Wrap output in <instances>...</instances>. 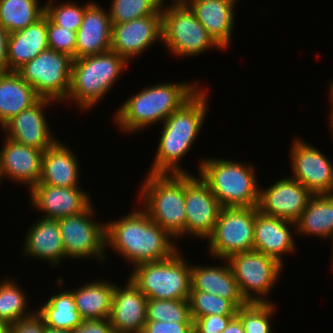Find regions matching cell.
<instances>
[{
	"label": "cell",
	"mask_w": 333,
	"mask_h": 333,
	"mask_svg": "<svg viewBox=\"0 0 333 333\" xmlns=\"http://www.w3.org/2000/svg\"><path fill=\"white\" fill-rule=\"evenodd\" d=\"M175 241L140 207L139 210L137 208L123 217L106 222V247H111L133 267L168 259L179 249Z\"/></svg>",
	"instance_id": "cell-1"
},
{
	"label": "cell",
	"mask_w": 333,
	"mask_h": 333,
	"mask_svg": "<svg viewBox=\"0 0 333 333\" xmlns=\"http://www.w3.org/2000/svg\"><path fill=\"white\" fill-rule=\"evenodd\" d=\"M201 87L162 123V132L148 173H188L180 160L194 146L208 112L207 92ZM179 164V165H178Z\"/></svg>",
	"instance_id": "cell-2"
},
{
	"label": "cell",
	"mask_w": 333,
	"mask_h": 333,
	"mask_svg": "<svg viewBox=\"0 0 333 333\" xmlns=\"http://www.w3.org/2000/svg\"><path fill=\"white\" fill-rule=\"evenodd\" d=\"M195 83L149 85L124 101L114 114L115 123L126 134L158 124L188 101L199 89Z\"/></svg>",
	"instance_id": "cell-3"
},
{
	"label": "cell",
	"mask_w": 333,
	"mask_h": 333,
	"mask_svg": "<svg viewBox=\"0 0 333 333\" xmlns=\"http://www.w3.org/2000/svg\"><path fill=\"white\" fill-rule=\"evenodd\" d=\"M144 179L142 209L174 239L186 235L185 173H148Z\"/></svg>",
	"instance_id": "cell-4"
},
{
	"label": "cell",
	"mask_w": 333,
	"mask_h": 333,
	"mask_svg": "<svg viewBox=\"0 0 333 333\" xmlns=\"http://www.w3.org/2000/svg\"><path fill=\"white\" fill-rule=\"evenodd\" d=\"M198 165V176L211 189L222 207L258 206L260 184L252 164L208 157Z\"/></svg>",
	"instance_id": "cell-5"
},
{
	"label": "cell",
	"mask_w": 333,
	"mask_h": 333,
	"mask_svg": "<svg viewBox=\"0 0 333 333\" xmlns=\"http://www.w3.org/2000/svg\"><path fill=\"white\" fill-rule=\"evenodd\" d=\"M127 67L128 63L111 50L73 59L66 102L74 100L80 109L89 110L104 99Z\"/></svg>",
	"instance_id": "cell-6"
},
{
	"label": "cell",
	"mask_w": 333,
	"mask_h": 333,
	"mask_svg": "<svg viewBox=\"0 0 333 333\" xmlns=\"http://www.w3.org/2000/svg\"><path fill=\"white\" fill-rule=\"evenodd\" d=\"M178 250L165 260L134 266L131 281L147 299L188 300L191 291V264Z\"/></svg>",
	"instance_id": "cell-7"
},
{
	"label": "cell",
	"mask_w": 333,
	"mask_h": 333,
	"mask_svg": "<svg viewBox=\"0 0 333 333\" xmlns=\"http://www.w3.org/2000/svg\"><path fill=\"white\" fill-rule=\"evenodd\" d=\"M169 4L164 1L161 8L162 43L171 53L182 58L214 47L222 49L183 0H172Z\"/></svg>",
	"instance_id": "cell-8"
},
{
	"label": "cell",
	"mask_w": 333,
	"mask_h": 333,
	"mask_svg": "<svg viewBox=\"0 0 333 333\" xmlns=\"http://www.w3.org/2000/svg\"><path fill=\"white\" fill-rule=\"evenodd\" d=\"M73 58L52 49L42 51L16 72L40 98L65 102L70 90Z\"/></svg>",
	"instance_id": "cell-9"
},
{
	"label": "cell",
	"mask_w": 333,
	"mask_h": 333,
	"mask_svg": "<svg viewBox=\"0 0 333 333\" xmlns=\"http://www.w3.org/2000/svg\"><path fill=\"white\" fill-rule=\"evenodd\" d=\"M255 207H222L212 234L207 238L210 255L227 260L253 251Z\"/></svg>",
	"instance_id": "cell-10"
},
{
	"label": "cell",
	"mask_w": 333,
	"mask_h": 333,
	"mask_svg": "<svg viewBox=\"0 0 333 333\" xmlns=\"http://www.w3.org/2000/svg\"><path fill=\"white\" fill-rule=\"evenodd\" d=\"M239 289L247 302L267 303L283 265L257 251L238 253L227 259Z\"/></svg>",
	"instance_id": "cell-11"
},
{
	"label": "cell",
	"mask_w": 333,
	"mask_h": 333,
	"mask_svg": "<svg viewBox=\"0 0 333 333\" xmlns=\"http://www.w3.org/2000/svg\"><path fill=\"white\" fill-rule=\"evenodd\" d=\"M93 203L83 212L58 219L65 257L106 260V223L96 222ZM93 218V219H92Z\"/></svg>",
	"instance_id": "cell-12"
},
{
	"label": "cell",
	"mask_w": 333,
	"mask_h": 333,
	"mask_svg": "<svg viewBox=\"0 0 333 333\" xmlns=\"http://www.w3.org/2000/svg\"><path fill=\"white\" fill-rule=\"evenodd\" d=\"M290 151L293 175L290 177L304 185L312 194H333L331 159L298 137L293 140Z\"/></svg>",
	"instance_id": "cell-13"
},
{
	"label": "cell",
	"mask_w": 333,
	"mask_h": 333,
	"mask_svg": "<svg viewBox=\"0 0 333 333\" xmlns=\"http://www.w3.org/2000/svg\"><path fill=\"white\" fill-rule=\"evenodd\" d=\"M222 206L200 178L185 173L186 236L206 239L212 234Z\"/></svg>",
	"instance_id": "cell-14"
},
{
	"label": "cell",
	"mask_w": 333,
	"mask_h": 333,
	"mask_svg": "<svg viewBox=\"0 0 333 333\" xmlns=\"http://www.w3.org/2000/svg\"><path fill=\"white\" fill-rule=\"evenodd\" d=\"M162 41V15H147L112 25L111 51L116 52L129 65L156 41Z\"/></svg>",
	"instance_id": "cell-15"
},
{
	"label": "cell",
	"mask_w": 333,
	"mask_h": 333,
	"mask_svg": "<svg viewBox=\"0 0 333 333\" xmlns=\"http://www.w3.org/2000/svg\"><path fill=\"white\" fill-rule=\"evenodd\" d=\"M313 194L300 182L283 177L259 191L258 210L268 216L295 222Z\"/></svg>",
	"instance_id": "cell-16"
},
{
	"label": "cell",
	"mask_w": 333,
	"mask_h": 333,
	"mask_svg": "<svg viewBox=\"0 0 333 333\" xmlns=\"http://www.w3.org/2000/svg\"><path fill=\"white\" fill-rule=\"evenodd\" d=\"M54 102L40 98L34 105L20 112L2 127L5 137L19 144L45 151L58 140L51 132L50 123L47 122L49 120L44 113V109L52 106L51 103Z\"/></svg>",
	"instance_id": "cell-17"
},
{
	"label": "cell",
	"mask_w": 333,
	"mask_h": 333,
	"mask_svg": "<svg viewBox=\"0 0 333 333\" xmlns=\"http://www.w3.org/2000/svg\"><path fill=\"white\" fill-rule=\"evenodd\" d=\"M30 203L38 212H45L42 218L58 220L77 215L91 205V199L80 187H60L36 184L29 190Z\"/></svg>",
	"instance_id": "cell-18"
},
{
	"label": "cell",
	"mask_w": 333,
	"mask_h": 333,
	"mask_svg": "<svg viewBox=\"0 0 333 333\" xmlns=\"http://www.w3.org/2000/svg\"><path fill=\"white\" fill-rule=\"evenodd\" d=\"M147 297L128 277L126 285L114 287L110 323L115 333H142L146 319Z\"/></svg>",
	"instance_id": "cell-19"
},
{
	"label": "cell",
	"mask_w": 333,
	"mask_h": 333,
	"mask_svg": "<svg viewBox=\"0 0 333 333\" xmlns=\"http://www.w3.org/2000/svg\"><path fill=\"white\" fill-rule=\"evenodd\" d=\"M0 150V172L4 179L26 185L29 190L41 176L43 150L19 144L7 137Z\"/></svg>",
	"instance_id": "cell-20"
},
{
	"label": "cell",
	"mask_w": 333,
	"mask_h": 333,
	"mask_svg": "<svg viewBox=\"0 0 333 333\" xmlns=\"http://www.w3.org/2000/svg\"><path fill=\"white\" fill-rule=\"evenodd\" d=\"M292 226L295 228V222L265 215L257 207L253 250L271 256L283 265L282 257L296 251Z\"/></svg>",
	"instance_id": "cell-21"
},
{
	"label": "cell",
	"mask_w": 333,
	"mask_h": 333,
	"mask_svg": "<svg viewBox=\"0 0 333 333\" xmlns=\"http://www.w3.org/2000/svg\"><path fill=\"white\" fill-rule=\"evenodd\" d=\"M106 11L93 1L85 8L83 21L77 30L75 59L111 50L112 24Z\"/></svg>",
	"instance_id": "cell-22"
},
{
	"label": "cell",
	"mask_w": 333,
	"mask_h": 333,
	"mask_svg": "<svg viewBox=\"0 0 333 333\" xmlns=\"http://www.w3.org/2000/svg\"><path fill=\"white\" fill-rule=\"evenodd\" d=\"M208 34L222 48L230 45L235 22V4L229 0H183Z\"/></svg>",
	"instance_id": "cell-23"
},
{
	"label": "cell",
	"mask_w": 333,
	"mask_h": 333,
	"mask_svg": "<svg viewBox=\"0 0 333 333\" xmlns=\"http://www.w3.org/2000/svg\"><path fill=\"white\" fill-rule=\"evenodd\" d=\"M225 265H191V291L207 292L231 300L238 308L248 302L243 297L227 260ZM227 262V263H226Z\"/></svg>",
	"instance_id": "cell-24"
},
{
	"label": "cell",
	"mask_w": 333,
	"mask_h": 333,
	"mask_svg": "<svg viewBox=\"0 0 333 333\" xmlns=\"http://www.w3.org/2000/svg\"><path fill=\"white\" fill-rule=\"evenodd\" d=\"M29 228L24 236L23 255L59 265L66 257L58 220L40 217Z\"/></svg>",
	"instance_id": "cell-25"
},
{
	"label": "cell",
	"mask_w": 333,
	"mask_h": 333,
	"mask_svg": "<svg viewBox=\"0 0 333 333\" xmlns=\"http://www.w3.org/2000/svg\"><path fill=\"white\" fill-rule=\"evenodd\" d=\"M57 140L42 155L41 176L37 184L79 187V162L72 148Z\"/></svg>",
	"instance_id": "cell-26"
},
{
	"label": "cell",
	"mask_w": 333,
	"mask_h": 333,
	"mask_svg": "<svg viewBox=\"0 0 333 333\" xmlns=\"http://www.w3.org/2000/svg\"><path fill=\"white\" fill-rule=\"evenodd\" d=\"M49 49L47 17L25 29L9 34L7 47L8 71H17L42 51Z\"/></svg>",
	"instance_id": "cell-27"
},
{
	"label": "cell",
	"mask_w": 333,
	"mask_h": 333,
	"mask_svg": "<svg viewBox=\"0 0 333 333\" xmlns=\"http://www.w3.org/2000/svg\"><path fill=\"white\" fill-rule=\"evenodd\" d=\"M40 97L17 72L0 73V127L34 105Z\"/></svg>",
	"instance_id": "cell-28"
},
{
	"label": "cell",
	"mask_w": 333,
	"mask_h": 333,
	"mask_svg": "<svg viewBox=\"0 0 333 333\" xmlns=\"http://www.w3.org/2000/svg\"><path fill=\"white\" fill-rule=\"evenodd\" d=\"M294 229L300 235L330 238L333 241V194H313L295 221Z\"/></svg>",
	"instance_id": "cell-29"
},
{
	"label": "cell",
	"mask_w": 333,
	"mask_h": 333,
	"mask_svg": "<svg viewBox=\"0 0 333 333\" xmlns=\"http://www.w3.org/2000/svg\"><path fill=\"white\" fill-rule=\"evenodd\" d=\"M115 283L95 280L71 289L76 309L83 320L109 318ZM75 290V291H74Z\"/></svg>",
	"instance_id": "cell-30"
},
{
	"label": "cell",
	"mask_w": 333,
	"mask_h": 333,
	"mask_svg": "<svg viewBox=\"0 0 333 333\" xmlns=\"http://www.w3.org/2000/svg\"><path fill=\"white\" fill-rule=\"evenodd\" d=\"M36 313L45 325L55 329L70 331L83 321L76 309L73 293L67 290L52 295Z\"/></svg>",
	"instance_id": "cell-31"
},
{
	"label": "cell",
	"mask_w": 333,
	"mask_h": 333,
	"mask_svg": "<svg viewBox=\"0 0 333 333\" xmlns=\"http://www.w3.org/2000/svg\"><path fill=\"white\" fill-rule=\"evenodd\" d=\"M40 0H0V25L10 34L25 29L45 15Z\"/></svg>",
	"instance_id": "cell-32"
},
{
	"label": "cell",
	"mask_w": 333,
	"mask_h": 333,
	"mask_svg": "<svg viewBox=\"0 0 333 333\" xmlns=\"http://www.w3.org/2000/svg\"><path fill=\"white\" fill-rule=\"evenodd\" d=\"M0 283V321L9 325L31 317L36 311H28L27 294L15 280H1ZM28 311V312H27Z\"/></svg>",
	"instance_id": "cell-33"
},
{
	"label": "cell",
	"mask_w": 333,
	"mask_h": 333,
	"mask_svg": "<svg viewBox=\"0 0 333 333\" xmlns=\"http://www.w3.org/2000/svg\"><path fill=\"white\" fill-rule=\"evenodd\" d=\"M165 0H112L109 9L111 24L131 21L147 15H162Z\"/></svg>",
	"instance_id": "cell-34"
},
{
	"label": "cell",
	"mask_w": 333,
	"mask_h": 333,
	"mask_svg": "<svg viewBox=\"0 0 333 333\" xmlns=\"http://www.w3.org/2000/svg\"><path fill=\"white\" fill-rule=\"evenodd\" d=\"M275 305L272 302L256 303L248 302L238 308L236 316L241 320L244 333H271V319Z\"/></svg>",
	"instance_id": "cell-35"
},
{
	"label": "cell",
	"mask_w": 333,
	"mask_h": 333,
	"mask_svg": "<svg viewBox=\"0 0 333 333\" xmlns=\"http://www.w3.org/2000/svg\"><path fill=\"white\" fill-rule=\"evenodd\" d=\"M189 308L192 320L207 315H236L238 307L231 301L207 292L190 291Z\"/></svg>",
	"instance_id": "cell-36"
},
{
	"label": "cell",
	"mask_w": 333,
	"mask_h": 333,
	"mask_svg": "<svg viewBox=\"0 0 333 333\" xmlns=\"http://www.w3.org/2000/svg\"><path fill=\"white\" fill-rule=\"evenodd\" d=\"M146 319L161 322L193 323L188 300L148 299Z\"/></svg>",
	"instance_id": "cell-37"
},
{
	"label": "cell",
	"mask_w": 333,
	"mask_h": 333,
	"mask_svg": "<svg viewBox=\"0 0 333 333\" xmlns=\"http://www.w3.org/2000/svg\"><path fill=\"white\" fill-rule=\"evenodd\" d=\"M54 1L55 0H47V2H45V16L53 24L77 32L83 21L85 8L90 2L79 6L76 2L68 1L56 4L57 2Z\"/></svg>",
	"instance_id": "cell-38"
},
{
	"label": "cell",
	"mask_w": 333,
	"mask_h": 333,
	"mask_svg": "<svg viewBox=\"0 0 333 333\" xmlns=\"http://www.w3.org/2000/svg\"><path fill=\"white\" fill-rule=\"evenodd\" d=\"M49 49L70 55L75 59L77 32L53 24L47 18Z\"/></svg>",
	"instance_id": "cell-39"
},
{
	"label": "cell",
	"mask_w": 333,
	"mask_h": 333,
	"mask_svg": "<svg viewBox=\"0 0 333 333\" xmlns=\"http://www.w3.org/2000/svg\"><path fill=\"white\" fill-rule=\"evenodd\" d=\"M236 315H207L193 320L194 333H221Z\"/></svg>",
	"instance_id": "cell-40"
},
{
	"label": "cell",
	"mask_w": 333,
	"mask_h": 333,
	"mask_svg": "<svg viewBox=\"0 0 333 333\" xmlns=\"http://www.w3.org/2000/svg\"><path fill=\"white\" fill-rule=\"evenodd\" d=\"M142 333H194L193 323L147 320Z\"/></svg>",
	"instance_id": "cell-41"
},
{
	"label": "cell",
	"mask_w": 333,
	"mask_h": 333,
	"mask_svg": "<svg viewBox=\"0 0 333 333\" xmlns=\"http://www.w3.org/2000/svg\"><path fill=\"white\" fill-rule=\"evenodd\" d=\"M70 333H115L109 318L83 320Z\"/></svg>",
	"instance_id": "cell-42"
},
{
	"label": "cell",
	"mask_w": 333,
	"mask_h": 333,
	"mask_svg": "<svg viewBox=\"0 0 333 333\" xmlns=\"http://www.w3.org/2000/svg\"><path fill=\"white\" fill-rule=\"evenodd\" d=\"M44 321L35 312L31 317L10 325V333H44Z\"/></svg>",
	"instance_id": "cell-43"
},
{
	"label": "cell",
	"mask_w": 333,
	"mask_h": 333,
	"mask_svg": "<svg viewBox=\"0 0 333 333\" xmlns=\"http://www.w3.org/2000/svg\"><path fill=\"white\" fill-rule=\"evenodd\" d=\"M9 33L0 25V73L8 71L7 47Z\"/></svg>",
	"instance_id": "cell-44"
},
{
	"label": "cell",
	"mask_w": 333,
	"mask_h": 333,
	"mask_svg": "<svg viewBox=\"0 0 333 333\" xmlns=\"http://www.w3.org/2000/svg\"><path fill=\"white\" fill-rule=\"evenodd\" d=\"M221 333H244L241 320L237 316L233 317Z\"/></svg>",
	"instance_id": "cell-45"
},
{
	"label": "cell",
	"mask_w": 333,
	"mask_h": 333,
	"mask_svg": "<svg viewBox=\"0 0 333 333\" xmlns=\"http://www.w3.org/2000/svg\"><path fill=\"white\" fill-rule=\"evenodd\" d=\"M44 333H70V331L69 330L55 329V328H52V327H49V326L45 325Z\"/></svg>",
	"instance_id": "cell-46"
},
{
	"label": "cell",
	"mask_w": 333,
	"mask_h": 333,
	"mask_svg": "<svg viewBox=\"0 0 333 333\" xmlns=\"http://www.w3.org/2000/svg\"><path fill=\"white\" fill-rule=\"evenodd\" d=\"M0 333H10V325L6 322L0 321Z\"/></svg>",
	"instance_id": "cell-47"
},
{
	"label": "cell",
	"mask_w": 333,
	"mask_h": 333,
	"mask_svg": "<svg viewBox=\"0 0 333 333\" xmlns=\"http://www.w3.org/2000/svg\"><path fill=\"white\" fill-rule=\"evenodd\" d=\"M331 108L332 109L330 110L329 124L331 126L330 130H332V135H333V106H331ZM332 138H333V136H332Z\"/></svg>",
	"instance_id": "cell-48"
},
{
	"label": "cell",
	"mask_w": 333,
	"mask_h": 333,
	"mask_svg": "<svg viewBox=\"0 0 333 333\" xmlns=\"http://www.w3.org/2000/svg\"><path fill=\"white\" fill-rule=\"evenodd\" d=\"M330 82L331 83H330V87H329V89H330L329 90L330 91V94H329L330 95V99L329 100L331 101V105L333 106V80H331Z\"/></svg>",
	"instance_id": "cell-49"
},
{
	"label": "cell",
	"mask_w": 333,
	"mask_h": 333,
	"mask_svg": "<svg viewBox=\"0 0 333 333\" xmlns=\"http://www.w3.org/2000/svg\"><path fill=\"white\" fill-rule=\"evenodd\" d=\"M229 1L234 2V3H237V0H229Z\"/></svg>",
	"instance_id": "cell-50"
},
{
	"label": "cell",
	"mask_w": 333,
	"mask_h": 333,
	"mask_svg": "<svg viewBox=\"0 0 333 333\" xmlns=\"http://www.w3.org/2000/svg\"><path fill=\"white\" fill-rule=\"evenodd\" d=\"M2 180H3V179H2V176H1V172H0V183H1Z\"/></svg>",
	"instance_id": "cell-51"
}]
</instances>
